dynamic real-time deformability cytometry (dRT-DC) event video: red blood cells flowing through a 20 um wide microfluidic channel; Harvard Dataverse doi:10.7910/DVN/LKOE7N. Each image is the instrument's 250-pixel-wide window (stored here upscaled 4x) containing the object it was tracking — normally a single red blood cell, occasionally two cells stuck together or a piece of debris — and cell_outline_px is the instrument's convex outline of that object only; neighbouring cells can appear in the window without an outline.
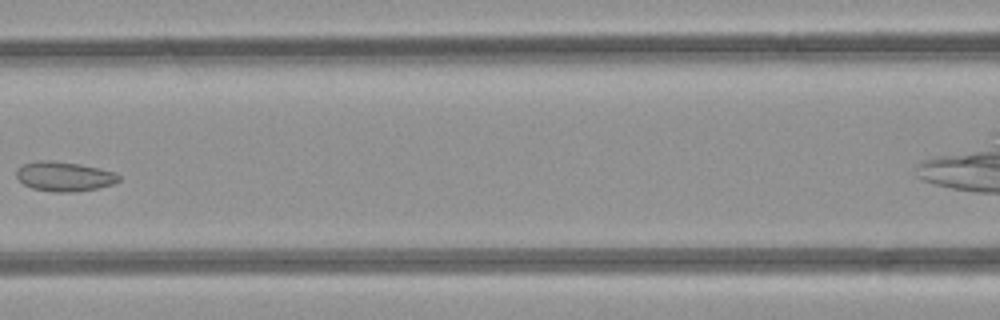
{"species": "common noctule bat (a hibernating species)", "species_latin": "Nyctalus noctula", "temperature_condition": "room temperature", "stored_images_in_passage": 5, "camera_frame_rate_fps": 3000, "um_per_image_px": 0.085, "animal": {"sex": "female", "body_mass_g": 21.9}, "frame": {"image": 1, "passage_image": 4, "time_ms": 3.667, "image_size_px": [1000, 320], "cell_outline_px": [[120, 180], [112, 184], [96, 188], [76, 192], [56, 192], [32, 188], [24, 184], [16, 176], [16, 168], [24, 164], [36, 160], [48, 160], [80, 164], [100, 168], [116, 172], [120, 176]], "centroid_in_image_um": [5.46, 14.99], "position_along_channel_um": 161.1, "area_um2": 17.69}}